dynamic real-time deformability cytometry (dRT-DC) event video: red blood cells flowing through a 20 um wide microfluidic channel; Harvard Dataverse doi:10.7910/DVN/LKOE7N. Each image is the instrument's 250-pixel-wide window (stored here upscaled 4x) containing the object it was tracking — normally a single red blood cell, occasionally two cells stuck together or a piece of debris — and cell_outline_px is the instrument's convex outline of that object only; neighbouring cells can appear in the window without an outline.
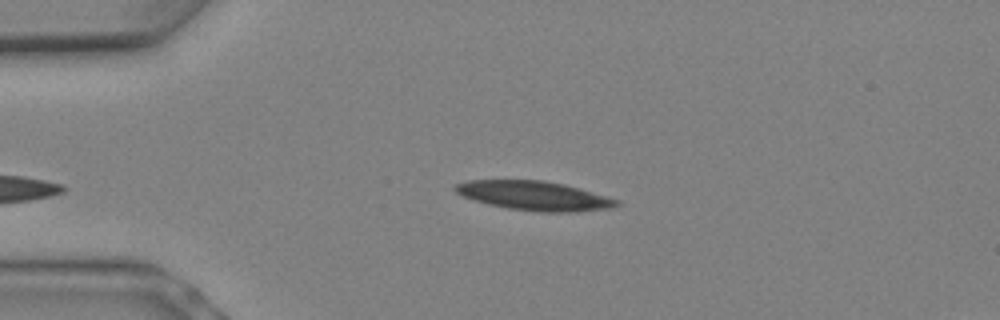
{"species": "Egyptian fruit bat (a non-hibernating species)", "species_latin": "Rousettus aegyptiacus", "temperature_condition": "warm", "stored_images_in_passage": 3, "camera_frame_rate_fps": 3000, "um_per_image_px": 0.085, "animal": {"sex": "female"}, "frame": {"image": 1, "passage_image": 1, "time_ms": 0.0, "image_size_px": [1000, 320], "cell_outline_px": [[620, 204], [612, 208], [576, 212], [540, 212], [508, 208], [488, 204], [472, 200], [456, 192], [452, 188], [456, 184], [468, 180], [544, 180], [564, 184], [580, 188], [620, 200]], "centroid_in_image_um": [45.43, 16.64], "position_along_channel_um": 39.6, "area_um2": 27.63}}